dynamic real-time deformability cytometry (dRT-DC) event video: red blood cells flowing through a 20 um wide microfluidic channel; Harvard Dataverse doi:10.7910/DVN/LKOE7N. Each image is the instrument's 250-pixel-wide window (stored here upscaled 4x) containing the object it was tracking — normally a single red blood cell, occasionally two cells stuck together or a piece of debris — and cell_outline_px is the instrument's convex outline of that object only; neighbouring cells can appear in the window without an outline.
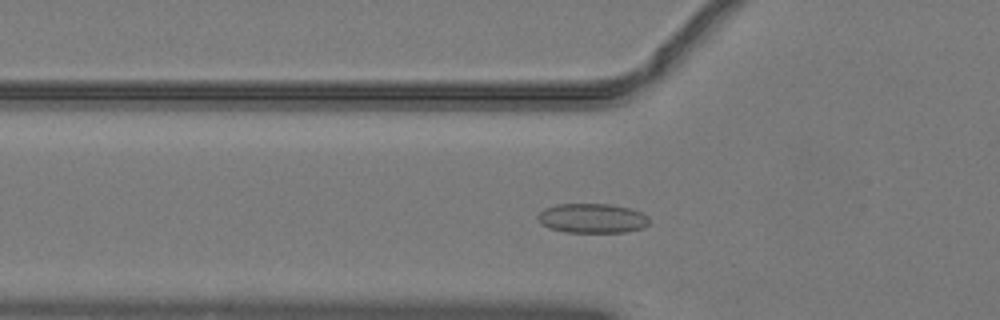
{"species": "common noctule bat (a hibernating species)", "species_latin": "Nyctalus noctula", "temperature_condition": "warm", "stored_images_in_passage": 39, "camera_frame_rate_fps": 3000, "um_per_image_px": 0.085, "animal": {"sex": "male", "body_mass_g": 19.2, "forearm_length_mm": 51.8}, "frame": {"image": 1, "passage_image": 6, "time_ms": 1.667, "image_size_px": [1000, 320], "cell_outline_px": [[648, 224], [644, 228], [628, 232], [564, 232], [548, 228], [540, 224], [536, 216], [544, 208], [556, 204], [608, 204], [628, 208], [640, 212], [648, 216]], "centroid_in_image_um": [50.3, 18.56], "position_along_channel_um": 75.5, "area_um2": 19.31}}
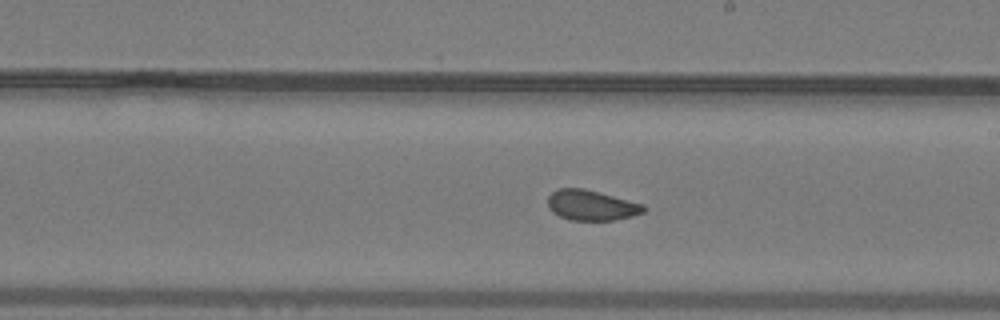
{"frame": {"image": 2, "passage_image": 18, "time_ms": 5.667, "image_size_px": [1000, 320], "cell_outline_px": [[648, 208], [644, 212], [632, 216], [616, 220], [568, 220], [552, 212], [548, 208], [548, 196], [556, 188], [584, 188], [644, 204]], "centroid_in_image_um": [50.27, 17.44], "position_along_channel_um": 238.7, "area_um2": 17.11}}
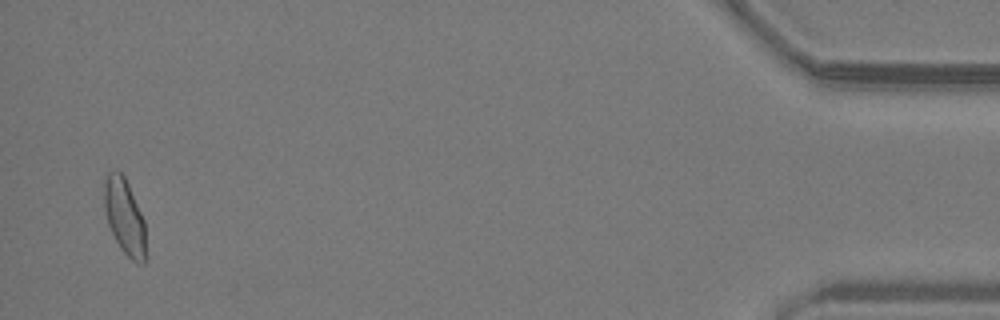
{"frame": {"image": 3, "passage_image": 38, "time_ms": 12.333, "image_size_px": [1000, 320], "cell_outline_px": [[144, 264], [140, 264], [132, 260], [120, 248], [108, 224], [104, 204], [104, 184], [108, 172], [116, 168], [124, 176], [128, 184], [144, 220]], "centroid_in_image_um": [10.56, 18.37], "position_along_channel_um": 424.6, "area_um2": 17.98}, "authors_computed_cell_mechanics": {"area_um2": 17.8024, "velocity_mm_per_s": 4.064, "shape_relaxation_time_tau1_ms": 8.9386, "shape_relaxation_time_tau2_ms": 1.0046, "deformation_change_tau1": 0.144, "deformation_change_tau2": 0.0641}}